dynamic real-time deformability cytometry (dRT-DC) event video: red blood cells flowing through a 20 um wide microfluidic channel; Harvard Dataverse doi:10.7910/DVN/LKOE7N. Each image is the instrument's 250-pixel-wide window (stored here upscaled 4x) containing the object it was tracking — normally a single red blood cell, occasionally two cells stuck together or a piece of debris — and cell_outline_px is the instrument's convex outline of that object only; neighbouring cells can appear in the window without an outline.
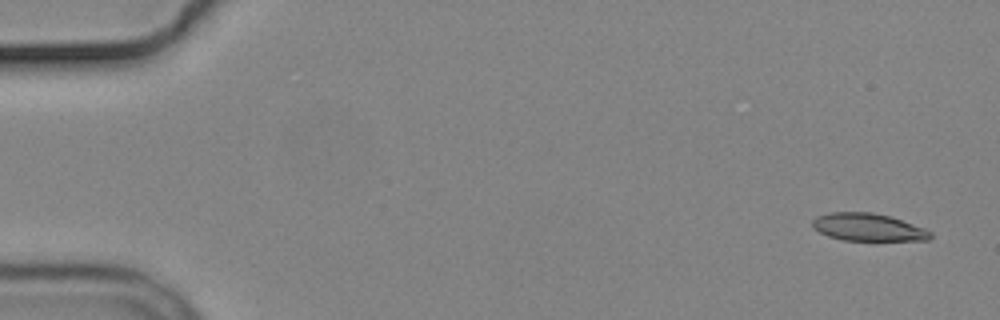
{"species": "common noctule bat (a hibernating species)", "species_latin": "Nyctalus noctula", "temperature_condition": "cold", "stored_images_in_passage": 6, "camera_frame_rate_fps": 3000, "um_per_image_px": 0.085, "animal": {"sex": "male", "body_mass_g": 19.2, "forearm_length_mm": 51.8}, "frame": {"image": 1, "passage_image": 1, "time_ms": 0.0, "image_size_px": [1000, 320], "cell_outline_px": [[932, 236], [928, 240], [844, 240], [828, 236], [812, 228], [812, 220], [816, 216], [828, 212], [872, 212], [892, 216], [924, 228], [932, 232]], "centroid_in_image_um": [73.77, 19.3], "position_along_channel_um": 11.2, "area_um2": 19.07}}
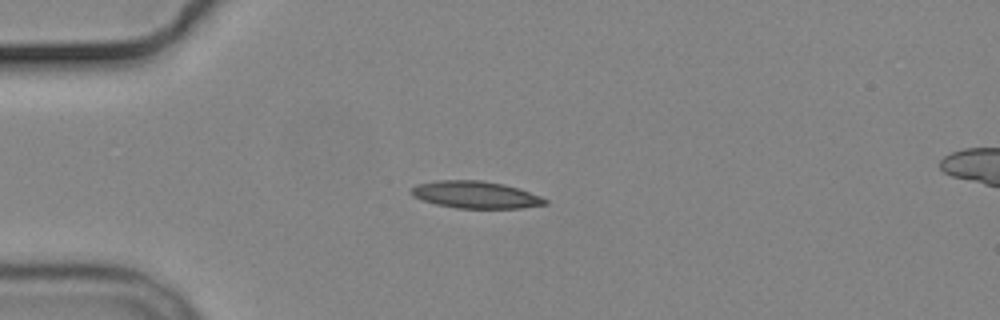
{"frame": {"image": 2, "passage_image": 4, "time_ms": 4.0, "image_size_px": [1000, 320], "cell_outline_px": [[548, 204], [520, 208], [456, 208], [436, 204], [412, 196], [408, 192], [416, 184], [436, 180], [480, 180], [504, 184], [520, 188], [540, 196], [548, 200]], "centroid_in_image_um": [40.42, 16.54], "position_along_channel_um": 44.6, "area_um2": 21.27}}
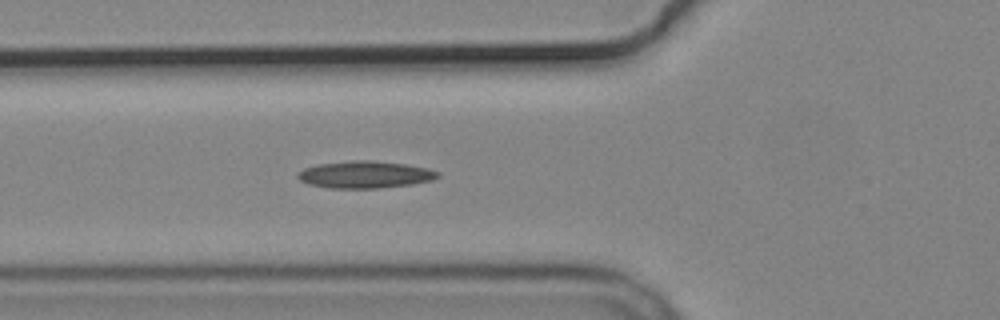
{"frame": {"image": 3, "passage_image": 6, "time_ms": 6.0, "image_size_px": [1000, 320], "cell_outline_px": [[440, 176], [432, 180], [412, 184], [376, 188], [328, 188], [308, 184], [300, 180], [296, 176], [296, 172], [304, 168], [316, 164], [352, 160], [372, 160], [404, 164], [428, 168], [440, 172]], "centroid_in_image_um": [30.99, 14.83], "position_along_channel_um": 94.8, "area_um2": 22.25}}